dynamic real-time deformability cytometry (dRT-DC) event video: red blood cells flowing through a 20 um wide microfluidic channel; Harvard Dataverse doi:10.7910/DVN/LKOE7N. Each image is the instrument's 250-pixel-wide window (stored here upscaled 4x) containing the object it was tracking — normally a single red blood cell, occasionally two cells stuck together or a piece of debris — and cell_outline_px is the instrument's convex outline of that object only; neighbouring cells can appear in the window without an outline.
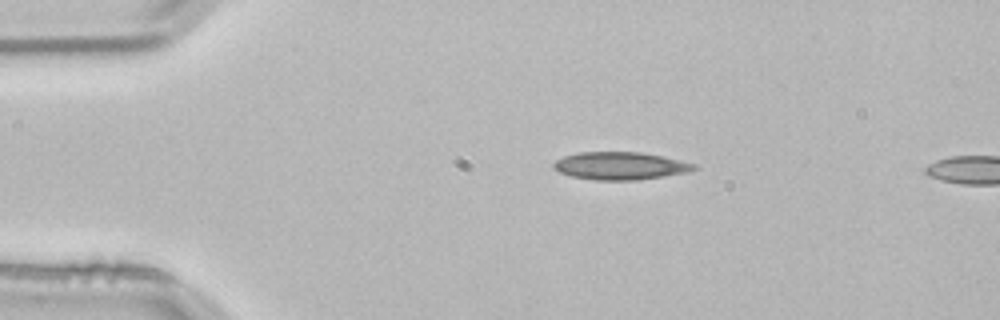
{"species": "common noctule bat (a hibernating species)", "species_latin": "Nyctalus noctula", "temperature_condition": "room temperature", "stored_images_in_passage": 2, "camera_frame_rate_fps": 3000, "um_per_image_px": 0.085, "animal": {"sex": "male", "body_mass_g": 21.5, "forearm_length_mm": 52.0}, "frame": {"image": 1, "passage_image": 1, "time_ms": 0.0, "image_size_px": [1000, 320], "cell_outline_px": [[700, 168], [688, 172], [664, 176], [636, 180], [592, 180], [572, 176], [560, 172], [552, 168], [552, 164], [556, 160], [564, 156], [580, 152], [640, 152], [680, 160], [696, 164]], "centroid_in_image_um": [52.72, 14.1], "position_along_channel_um": 32.3, "area_um2": 22.66}}